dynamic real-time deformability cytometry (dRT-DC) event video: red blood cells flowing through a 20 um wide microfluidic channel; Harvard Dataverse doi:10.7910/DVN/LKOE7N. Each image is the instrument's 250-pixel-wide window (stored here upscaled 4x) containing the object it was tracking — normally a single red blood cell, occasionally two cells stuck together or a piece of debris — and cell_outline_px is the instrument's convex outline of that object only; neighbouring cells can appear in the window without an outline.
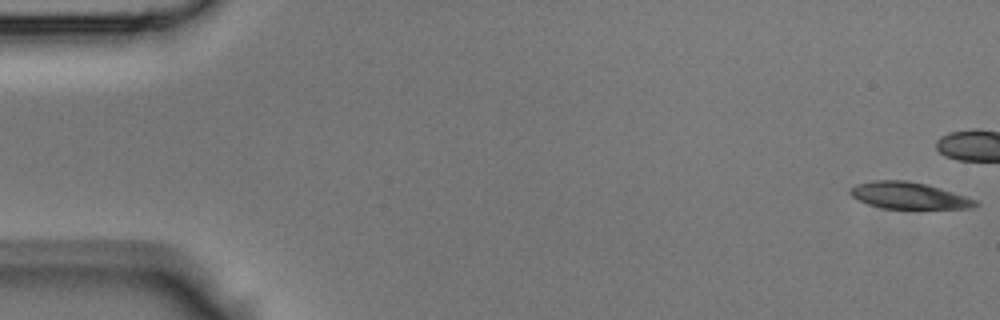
{"species": "Egyptian fruit bat (a non-hibernating species)", "species_latin": "Rousettus aegyptiacus", "temperature_condition": "room temperature", "stored_images_in_passage": 8, "camera_frame_rate_fps": 3000, "um_per_image_px": 0.085, "animal": {"sex": "male"}, "frame": {"image": 1, "passage_image": 1, "time_ms": 0.0, "image_size_px": [1000, 320], "cell_outline_px": [[980, 204], [972, 208], [884, 208], [868, 204], [852, 196], [848, 192], [856, 184], [872, 180], [908, 180], [940, 188], [976, 200]], "centroid_in_image_um": [77.23, 16.61], "position_along_channel_um": 7.8, "area_um2": 19.13}}